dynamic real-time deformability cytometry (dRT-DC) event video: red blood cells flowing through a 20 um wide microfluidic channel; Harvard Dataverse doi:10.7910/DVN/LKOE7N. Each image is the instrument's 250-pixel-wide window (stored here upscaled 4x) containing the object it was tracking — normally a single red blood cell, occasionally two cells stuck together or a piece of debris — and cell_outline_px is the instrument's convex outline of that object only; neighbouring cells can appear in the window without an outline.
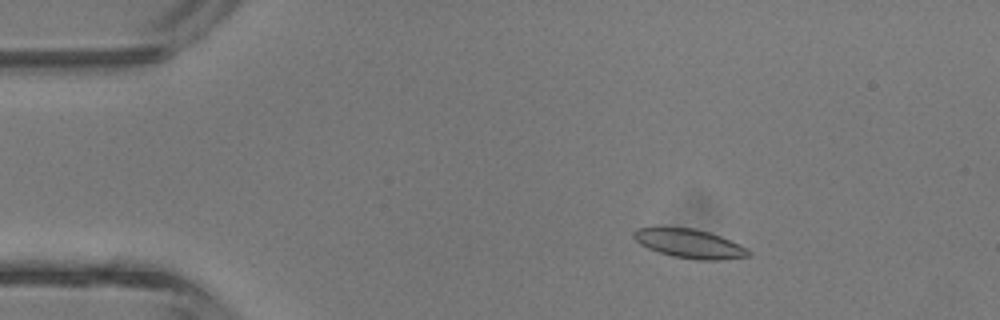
{"species": "common noctule bat (a hibernating species)", "species_latin": "Nyctalus noctula", "temperature_condition": "room temperature", "stored_images_in_passage": 5, "camera_frame_rate_fps": 3000, "um_per_image_px": 0.085, "animal": {"sex": "male", "body_mass_g": 13.3}, "frame": {"image": 1, "passage_image": 2, "time_ms": 1.0, "image_size_px": [1000, 320], "cell_outline_px": [[752, 252], [748, 256], [720, 260], [696, 260], [672, 256], [648, 248], [640, 244], [632, 236], [632, 232], [636, 228], [656, 224], [660, 224], [696, 228], [720, 236]], "centroid_in_image_um": [58.46, 20.64], "position_along_channel_um": 26.5, "area_um2": 19.94}}
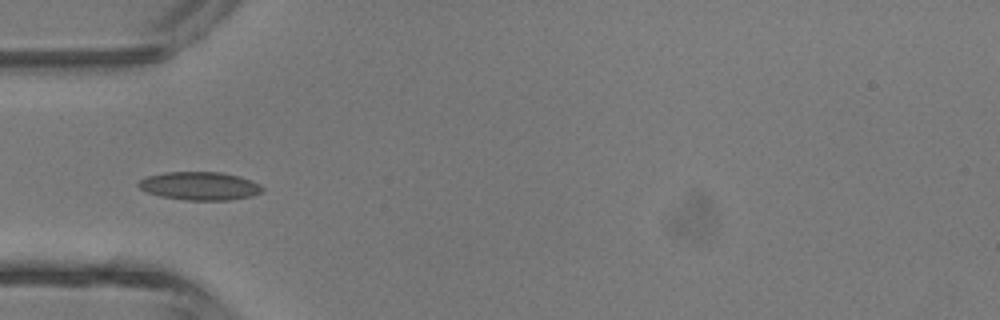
{"frame": {"image": 2, "passage_image": 4, "time_ms": 3.333, "image_size_px": [1000, 320], "cell_outline_px": [[264, 192], [252, 196], [228, 200], [184, 200], [160, 196], [148, 192], [140, 188], [136, 184], [140, 180], [148, 176], [164, 172], [220, 172], [240, 176], [252, 180], [260, 184], [264, 188]], "centroid_in_image_um": [17.02, 15.8], "position_along_channel_um": 68.0, "area_um2": 20.52}}
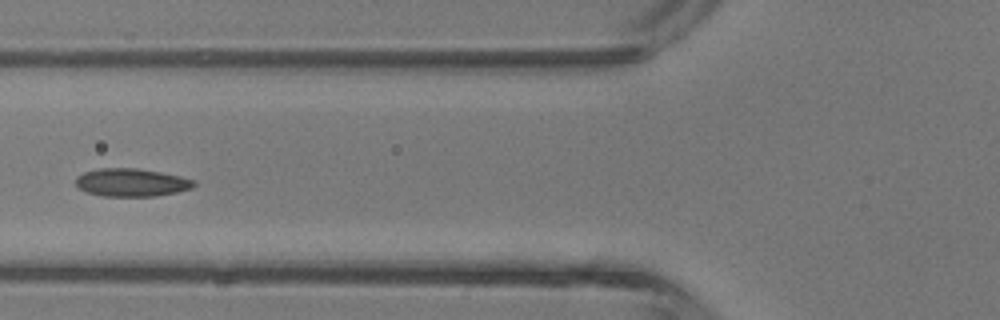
{"frame": {"image": 3, "passage_image": 5, "time_ms": 4.333, "image_size_px": [1000, 320], "cell_outline_px": [[196, 184], [192, 188], [176, 192], [156, 196], [100, 196], [84, 192], [76, 184], [76, 176], [84, 172], [100, 168], [136, 168], [160, 172], [180, 176], [196, 180]], "centroid_in_image_um": [11.17, 15.51], "position_along_channel_um": 114.6, "area_um2": 19.36}}